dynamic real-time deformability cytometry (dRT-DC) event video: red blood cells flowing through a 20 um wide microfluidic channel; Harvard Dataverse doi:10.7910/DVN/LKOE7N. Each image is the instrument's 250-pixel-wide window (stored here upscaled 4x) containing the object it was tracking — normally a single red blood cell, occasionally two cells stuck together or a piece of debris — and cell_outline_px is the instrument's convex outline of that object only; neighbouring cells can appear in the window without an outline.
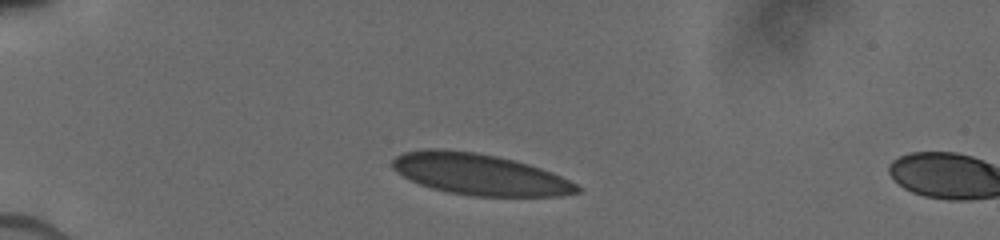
{"species": "human", "species_latin": "Homo sapiens", "temperature_condition": "cold", "stored_images_in_passage": 7, "camera_frame_rate_fps": 3000, "um_per_image_px": 0.085, "donor": {"sex": "male"}, "frame": {"image": 1, "passage_image": 1, "time_ms": 0.0, "image_size_px": [1000, 240], "cell_outline_px": [[584, 188], [580, 192], [560, 196], [472, 196], [448, 192], [432, 188], [420, 184], [396, 172], [392, 168], [392, 160], [396, 156], [404, 152], [428, 148], [436, 148], [476, 152], [496, 156], [528, 164], [552, 172]], "centroid_in_image_um": [40.76, 14.82], "position_along_channel_um": 44.2, "area_um2": 44.27}}